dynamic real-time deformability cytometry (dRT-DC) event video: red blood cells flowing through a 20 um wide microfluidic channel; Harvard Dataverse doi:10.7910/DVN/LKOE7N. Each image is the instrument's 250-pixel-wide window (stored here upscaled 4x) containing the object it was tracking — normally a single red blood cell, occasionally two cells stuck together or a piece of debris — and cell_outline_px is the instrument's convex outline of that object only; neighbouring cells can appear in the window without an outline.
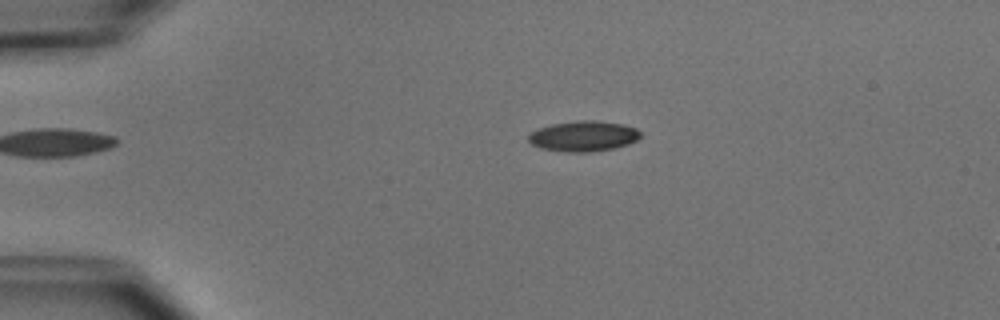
{"species": "common noctule bat (a hibernating species)", "species_latin": "Nyctalus noctula", "temperature_condition": "cold", "stored_images_in_passage": 7, "camera_frame_rate_fps": 3000, "um_per_image_px": 0.085, "animal": {"sex": "male", "body_mass_g": 15.6}, "frame": {"image": 1, "passage_image": 5, "time_ms": 5.667, "image_size_px": [1000, 320], "cell_outline_px": [[640, 136], [636, 140], [628, 144], [612, 148], [588, 152], [568, 152], [540, 148], [532, 144], [528, 140], [528, 136], [532, 132], [540, 128], [552, 124], [576, 120], [596, 120], [620, 124], [636, 128], [640, 132]], "centroid_in_image_um": [49.58, 11.57], "position_along_channel_um": 35.4, "area_um2": 19.65}}